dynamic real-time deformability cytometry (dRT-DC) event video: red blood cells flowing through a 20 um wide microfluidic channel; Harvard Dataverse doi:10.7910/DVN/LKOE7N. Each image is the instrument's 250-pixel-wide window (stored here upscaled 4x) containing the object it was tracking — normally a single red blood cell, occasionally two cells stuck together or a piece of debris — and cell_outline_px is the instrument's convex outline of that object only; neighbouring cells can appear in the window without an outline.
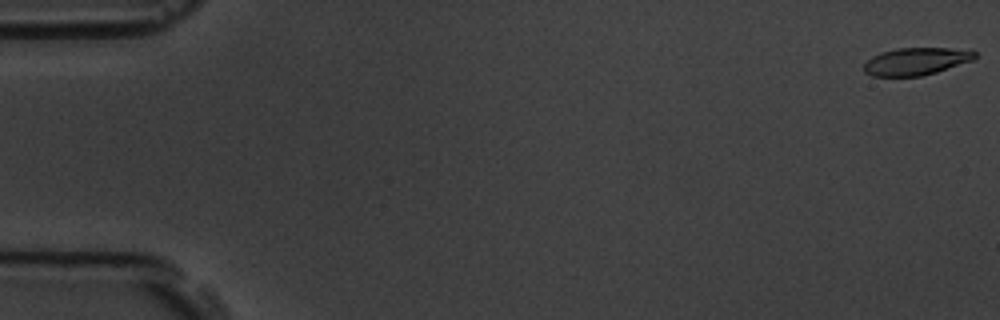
{"species": "common noctule bat (a hibernating species)", "species_latin": "Nyctalus noctula", "temperature_condition": "room temperature", "stored_images_in_passage": 6, "camera_frame_rate_fps": 3000, "um_per_image_px": 0.085, "animal": {"sex": "male", "body_mass_g": 19.5, "forearm_length_mm": 54.6}, "frame": {"image": 1, "passage_image": 1, "time_ms": 0.0, "image_size_px": [1000, 320], "cell_outline_px": [[976, 56], [972, 60], [936, 72], [920, 76], [872, 76], [864, 72], [864, 64], [872, 56], [880, 52], [896, 48], [972, 48], [976, 52]], "centroid_in_image_um": [77.89, 5.19], "position_along_channel_um": 7.1, "area_um2": 17.86}}
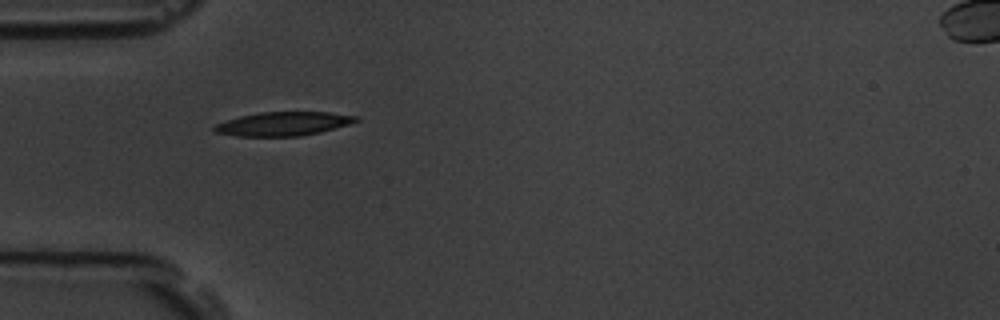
{"frame": {"image": 2, "passage_image": 5, "time_ms": 1.333, "image_size_px": [1000, 320], "cell_outline_px": [[360, 120], [348, 124], [320, 132], [300, 136], [236, 136], [216, 132], [212, 128], [216, 124], [240, 116], [260, 112], [328, 112], [360, 116]], "centroid_in_image_um": [24.11, 10.52], "position_along_channel_um": 60.9, "area_um2": 19.54}}
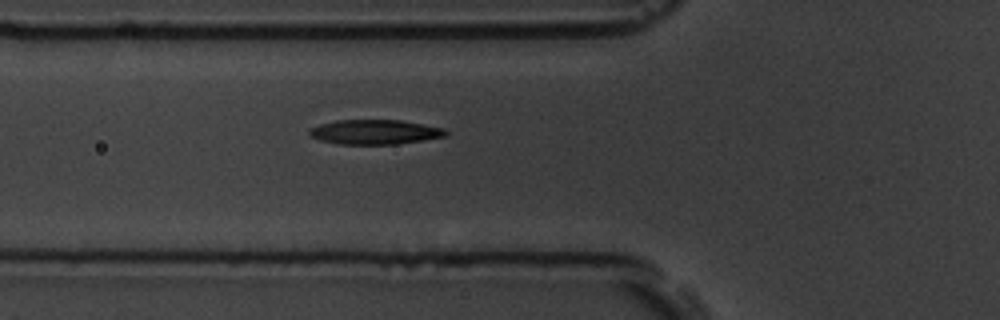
{"frame": {"image": 3, "passage_image": 6, "time_ms": 1.667, "image_size_px": [1000, 320], "cell_outline_px": [[448, 132], [444, 136], [424, 140], [396, 144], [340, 144], [320, 140], [312, 136], [308, 132], [308, 128], [320, 124], [336, 120], [400, 120], [444, 128]], "centroid_in_image_um": [31.84, 11.21], "position_along_channel_um": 94.0, "area_um2": 19.48}}